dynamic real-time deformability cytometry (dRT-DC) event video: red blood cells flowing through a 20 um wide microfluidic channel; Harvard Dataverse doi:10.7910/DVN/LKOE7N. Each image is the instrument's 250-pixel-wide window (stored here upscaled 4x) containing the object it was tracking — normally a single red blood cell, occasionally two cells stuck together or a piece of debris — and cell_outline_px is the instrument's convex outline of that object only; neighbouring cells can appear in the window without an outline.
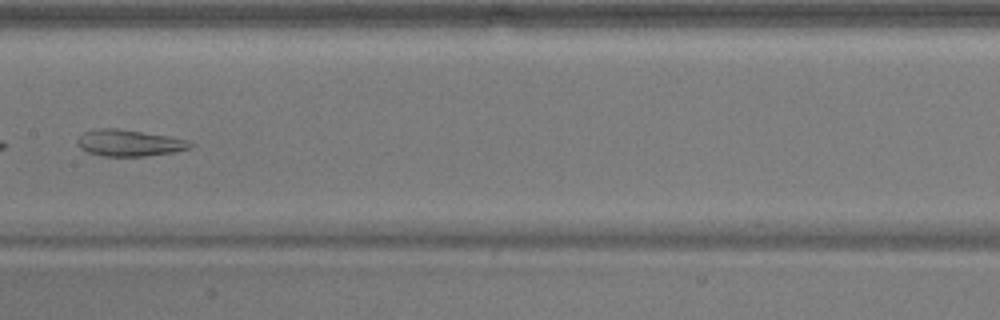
{"species": "common noctule bat (a hibernating species)", "species_latin": "Nyctalus noctula", "temperature_condition": "warm", "stored_images_in_passage": 7, "camera_frame_rate_fps": 3000, "um_per_image_px": 0.085, "animal": {"sex": "male", "body_mass_g": 17.9}, "frame": {"image": 1, "passage_image": 7, "time_ms": 7.333, "image_size_px": [1000, 320], "cell_outline_px": [[192, 144], [188, 148], [172, 152], [148, 156], [104, 156], [88, 152], [80, 148], [76, 140], [84, 132], [100, 128], [116, 128], [188, 140]], "centroid_in_image_um": [10.92, 12.16], "position_along_channel_um": 196.5, "area_um2": 16.99}}